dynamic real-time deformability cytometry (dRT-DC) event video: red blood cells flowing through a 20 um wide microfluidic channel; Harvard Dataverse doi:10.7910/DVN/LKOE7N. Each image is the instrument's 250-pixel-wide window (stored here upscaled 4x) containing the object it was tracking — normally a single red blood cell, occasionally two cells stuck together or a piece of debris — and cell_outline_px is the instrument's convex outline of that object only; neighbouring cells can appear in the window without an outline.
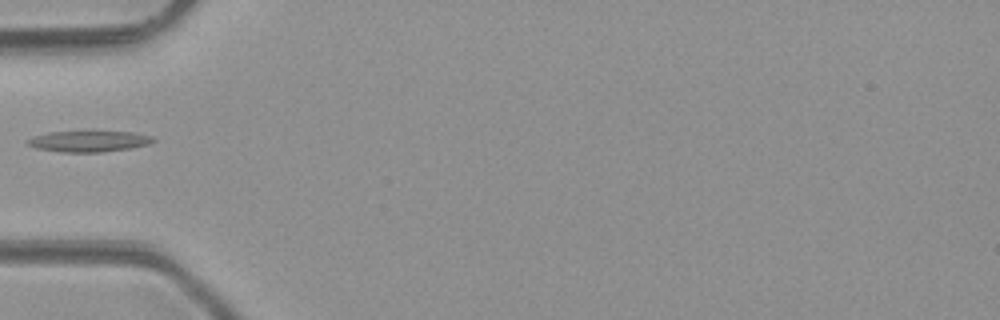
{"species": "common noctule bat (a hibernating species)", "species_latin": "Nyctalus noctula", "temperature_condition": "room temperature", "stored_images_in_passage": 2, "camera_frame_rate_fps": 3000, "um_per_image_px": 0.085, "animal": {"sex": "male", "body_mass_g": 23.1, "forearm_length_mm": 52.7}, "frame": {"image": 1, "passage_image": 2, "time_ms": 1.0, "image_size_px": [1000, 320], "cell_outline_px": [[156, 140], [148, 144], [132, 148], [100, 152], [60, 152], [36, 148], [28, 144], [28, 140], [36, 136], [48, 132], [136, 132], [152, 136]], "centroid_in_image_um": [7.61, 12.01], "position_along_channel_um": 77.4, "area_um2": 15.14}}